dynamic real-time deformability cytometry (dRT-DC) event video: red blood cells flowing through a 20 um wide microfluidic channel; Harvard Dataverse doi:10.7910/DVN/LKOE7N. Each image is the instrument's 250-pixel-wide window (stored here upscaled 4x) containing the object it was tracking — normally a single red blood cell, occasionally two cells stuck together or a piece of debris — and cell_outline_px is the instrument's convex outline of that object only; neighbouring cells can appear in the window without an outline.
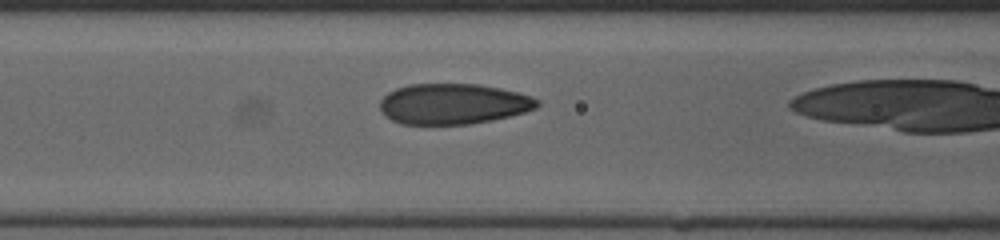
{"species": "human", "species_latin": "Homo sapiens", "temperature_condition": "cold", "stored_images_in_passage": 19, "camera_frame_rate_fps": 3000, "um_per_image_px": 0.085, "donor": {"sex": "female"}, "frame": {"image": 1, "passage_image": 15, "time_ms": 4.667, "image_size_px": [1000, 240], "cell_outline_px": [[540, 104], [536, 108], [524, 112], [492, 120], [468, 124], [400, 124], [384, 116], [380, 108], [380, 100], [388, 92], [396, 88], [412, 84], [480, 84], [520, 92], [532, 96], [540, 100]], "centroid_in_image_um": [38.53, 8.83], "position_along_channel_um": 128.1, "area_um2": 37.4}}
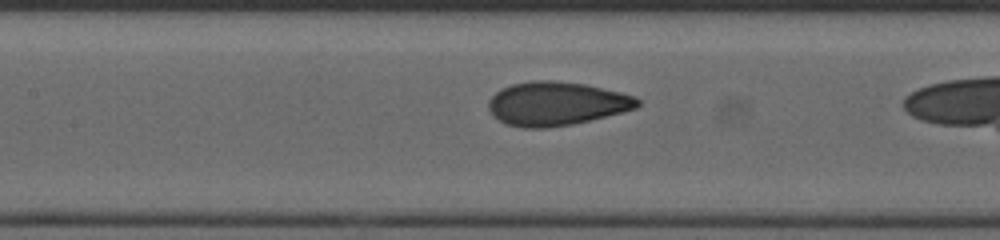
{"frame": {"image": 2, "passage_image": 17, "time_ms": 5.333, "image_size_px": [1000, 240], "cell_outline_px": [[640, 104], [636, 108], [572, 124], [548, 128], [524, 128], [504, 124], [488, 108], [488, 100], [500, 88], [512, 84], [532, 80], [552, 80], [584, 84], [620, 92], [636, 96], [640, 100]], "centroid_in_image_um": [47.27, 8.8], "position_along_channel_um": 160.1, "area_um2": 37.8}}